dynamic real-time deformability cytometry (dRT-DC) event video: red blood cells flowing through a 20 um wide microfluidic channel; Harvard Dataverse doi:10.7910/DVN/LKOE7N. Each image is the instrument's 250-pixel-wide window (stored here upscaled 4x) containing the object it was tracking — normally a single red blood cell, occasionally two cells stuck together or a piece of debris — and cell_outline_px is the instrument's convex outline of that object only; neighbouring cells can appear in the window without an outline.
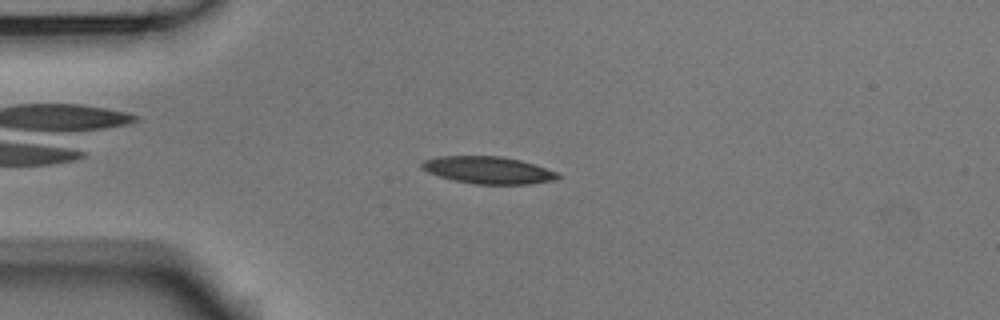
{"species": "Egyptian fruit bat (a non-hibernating species)", "species_latin": "Rousettus aegyptiacus", "temperature_condition": "room temperature", "stored_images_in_passage": 4, "camera_frame_rate_fps": 3000, "um_per_image_px": 0.085, "animal": {"sex": "male"}, "frame": {"image": 1, "passage_image": 4, "time_ms": 1.0, "image_size_px": [1000, 320], "cell_outline_px": [[560, 176], [556, 180], [528, 184], [476, 184], [456, 180], [440, 176], [428, 172], [420, 164], [424, 160], [440, 156], [500, 156], [520, 160], [556, 172]], "centroid_in_image_um": [41.5, 14.46], "position_along_channel_um": 43.5, "area_um2": 21.15}}